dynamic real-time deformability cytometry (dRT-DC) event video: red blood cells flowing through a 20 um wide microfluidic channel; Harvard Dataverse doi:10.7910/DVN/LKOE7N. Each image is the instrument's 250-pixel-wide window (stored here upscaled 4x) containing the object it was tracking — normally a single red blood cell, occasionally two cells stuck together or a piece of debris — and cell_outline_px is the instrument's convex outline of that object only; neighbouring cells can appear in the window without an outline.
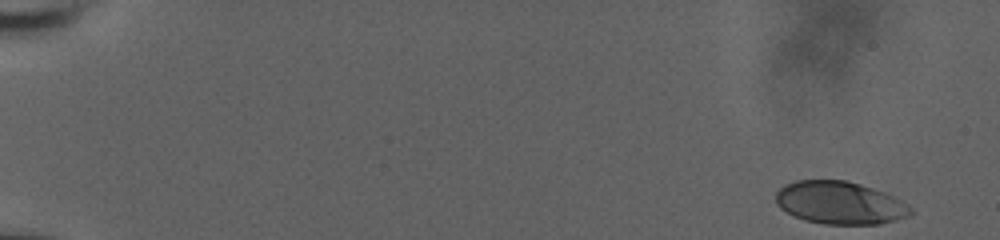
{"species": "human", "species_latin": "Homo sapiens", "temperature_condition": "room temperature", "stored_images_in_passage": 54, "camera_frame_rate_fps": 3000, "um_per_image_px": 0.085, "donor": {"sex": "male"}, "frame": {"image": 1, "passage_image": 1, "time_ms": 0.0, "image_size_px": [1000, 240], "cell_outline_px": [[912, 212], [908, 216], [896, 220], [880, 224], [824, 224], [804, 220], [792, 216], [780, 208], [776, 204], [776, 192], [784, 184], [796, 180], [848, 180], [884, 192], [908, 204], [912, 208]], "centroid_in_image_um": [71.36, 17.24], "position_along_channel_um": 13.6, "area_um2": 33.76}}
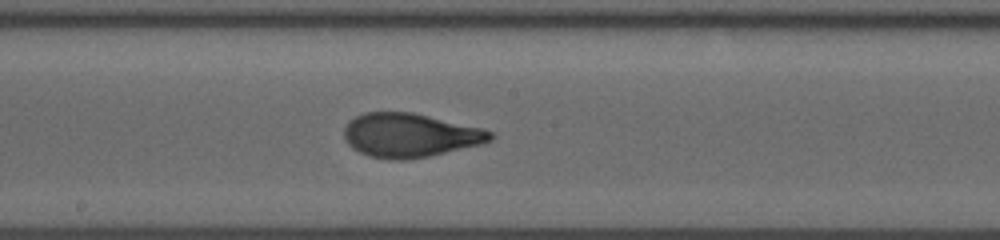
{"frame": {"image": 2, "passage_image": 31, "time_ms": 10.0, "image_size_px": [1000, 240], "cell_outline_px": [[496, 136], [492, 140], [484, 144], [428, 156], [404, 160], [392, 160], [368, 156], [352, 148], [348, 144], [344, 136], [344, 128], [348, 120], [364, 112], [412, 112], [484, 128], [496, 132]], "centroid_in_image_um": [34.89, 11.49], "position_along_channel_um": 213.3, "area_um2": 37.86}}
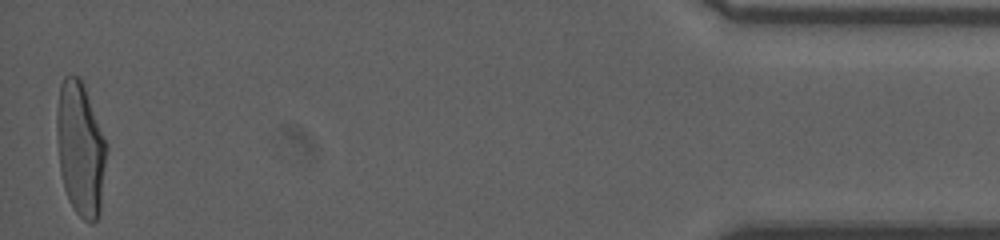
{"frame": {"image": 3, "passage_image": 54, "time_ms": 17.667, "image_size_px": [1000, 240], "cell_outline_px": [[108, 148], [100, 216], [92, 224], [88, 224], [72, 208], [68, 200], [64, 188], [60, 172], [56, 128], [56, 112], [60, 84], [64, 76], [76, 76], [84, 84], [108, 144]], "centroid_in_image_um": [6.86, 12.69], "position_along_channel_um": 428.3, "area_um2": 39.59}, "authors_computed_cell_mechanics": {"area_um2": 36.7319, "velocity_mm_per_s": 3.8479, "shape_relaxation_time_tau1_ms": 4.7056, "shape_relaxation_time_tau2_ms": null, "deformation_change_tau1": 0.2295, "deformation_change_tau2": null}}